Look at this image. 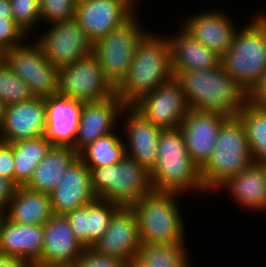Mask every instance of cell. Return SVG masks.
<instances>
[{"label": "cell", "mask_w": 266, "mask_h": 267, "mask_svg": "<svg viewBox=\"0 0 266 267\" xmlns=\"http://www.w3.org/2000/svg\"><path fill=\"white\" fill-rule=\"evenodd\" d=\"M12 15L15 23L27 35L34 27L40 16V0H10Z\"/></svg>", "instance_id": "cell-34"}, {"label": "cell", "mask_w": 266, "mask_h": 267, "mask_svg": "<svg viewBox=\"0 0 266 267\" xmlns=\"http://www.w3.org/2000/svg\"><path fill=\"white\" fill-rule=\"evenodd\" d=\"M125 143L114 132L98 138L88 144L79 153L78 158L88 167L97 168L119 163L124 156Z\"/></svg>", "instance_id": "cell-30"}, {"label": "cell", "mask_w": 266, "mask_h": 267, "mask_svg": "<svg viewBox=\"0 0 266 267\" xmlns=\"http://www.w3.org/2000/svg\"><path fill=\"white\" fill-rule=\"evenodd\" d=\"M236 117L245 130L254 163L266 164V108L248 100Z\"/></svg>", "instance_id": "cell-29"}, {"label": "cell", "mask_w": 266, "mask_h": 267, "mask_svg": "<svg viewBox=\"0 0 266 267\" xmlns=\"http://www.w3.org/2000/svg\"><path fill=\"white\" fill-rule=\"evenodd\" d=\"M132 107L162 129L179 128L189 112L181 83L175 77L141 97Z\"/></svg>", "instance_id": "cell-11"}, {"label": "cell", "mask_w": 266, "mask_h": 267, "mask_svg": "<svg viewBox=\"0 0 266 267\" xmlns=\"http://www.w3.org/2000/svg\"><path fill=\"white\" fill-rule=\"evenodd\" d=\"M229 117L209 111L189 109L180 129L191 160L202 167L210 158L221 126Z\"/></svg>", "instance_id": "cell-15"}, {"label": "cell", "mask_w": 266, "mask_h": 267, "mask_svg": "<svg viewBox=\"0 0 266 267\" xmlns=\"http://www.w3.org/2000/svg\"><path fill=\"white\" fill-rule=\"evenodd\" d=\"M5 218H6V212L4 209L0 208V232H1L2 223Z\"/></svg>", "instance_id": "cell-46"}, {"label": "cell", "mask_w": 266, "mask_h": 267, "mask_svg": "<svg viewBox=\"0 0 266 267\" xmlns=\"http://www.w3.org/2000/svg\"><path fill=\"white\" fill-rule=\"evenodd\" d=\"M30 45L8 49L2 53V58L28 85L35 97L47 98L57 94L59 68L45 57L42 47L36 41Z\"/></svg>", "instance_id": "cell-10"}, {"label": "cell", "mask_w": 266, "mask_h": 267, "mask_svg": "<svg viewBox=\"0 0 266 267\" xmlns=\"http://www.w3.org/2000/svg\"><path fill=\"white\" fill-rule=\"evenodd\" d=\"M88 169L96 197L121 207H131L154 192L150 171L126 155L115 165Z\"/></svg>", "instance_id": "cell-6"}, {"label": "cell", "mask_w": 266, "mask_h": 267, "mask_svg": "<svg viewBox=\"0 0 266 267\" xmlns=\"http://www.w3.org/2000/svg\"><path fill=\"white\" fill-rule=\"evenodd\" d=\"M220 65L246 93L252 91L266 69L265 14L255 16L240 32H235L231 47L220 56Z\"/></svg>", "instance_id": "cell-4"}, {"label": "cell", "mask_w": 266, "mask_h": 267, "mask_svg": "<svg viewBox=\"0 0 266 267\" xmlns=\"http://www.w3.org/2000/svg\"><path fill=\"white\" fill-rule=\"evenodd\" d=\"M266 179L263 167L253 163L237 175H232L218 188L226 187L237 203L248 210H266Z\"/></svg>", "instance_id": "cell-25"}, {"label": "cell", "mask_w": 266, "mask_h": 267, "mask_svg": "<svg viewBox=\"0 0 266 267\" xmlns=\"http://www.w3.org/2000/svg\"><path fill=\"white\" fill-rule=\"evenodd\" d=\"M173 77L168 38L148 34L136 47L127 75L116 86V95L132 106Z\"/></svg>", "instance_id": "cell-1"}, {"label": "cell", "mask_w": 266, "mask_h": 267, "mask_svg": "<svg viewBox=\"0 0 266 267\" xmlns=\"http://www.w3.org/2000/svg\"><path fill=\"white\" fill-rule=\"evenodd\" d=\"M13 144L14 183L25 186L35 168L53 146L45 135L35 139L20 140Z\"/></svg>", "instance_id": "cell-28"}, {"label": "cell", "mask_w": 266, "mask_h": 267, "mask_svg": "<svg viewBox=\"0 0 266 267\" xmlns=\"http://www.w3.org/2000/svg\"><path fill=\"white\" fill-rule=\"evenodd\" d=\"M187 18L183 29L206 48L221 56L231 47L236 29L222 11L212 9Z\"/></svg>", "instance_id": "cell-21"}, {"label": "cell", "mask_w": 266, "mask_h": 267, "mask_svg": "<svg viewBox=\"0 0 266 267\" xmlns=\"http://www.w3.org/2000/svg\"><path fill=\"white\" fill-rule=\"evenodd\" d=\"M78 158L72 147L52 146L35 168L27 188L50 194L62 181L64 172Z\"/></svg>", "instance_id": "cell-27"}, {"label": "cell", "mask_w": 266, "mask_h": 267, "mask_svg": "<svg viewBox=\"0 0 266 267\" xmlns=\"http://www.w3.org/2000/svg\"><path fill=\"white\" fill-rule=\"evenodd\" d=\"M135 0H78L75 19L95 44L135 12Z\"/></svg>", "instance_id": "cell-13"}, {"label": "cell", "mask_w": 266, "mask_h": 267, "mask_svg": "<svg viewBox=\"0 0 266 267\" xmlns=\"http://www.w3.org/2000/svg\"><path fill=\"white\" fill-rule=\"evenodd\" d=\"M35 96L10 68L6 61L0 58V100L6 105L27 102Z\"/></svg>", "instance_id": "cell-32"}, {"label": "cell", "mask_w": 266, "mask_h": 267, "mask_svg": "<svg viewBox=\"0 0 266 267\" xmlns=\"http://www.w3.org/2000/svg\"><path fill=\"white\" fill-rule=\"evenodd\" d=\"M50 198L56 215H65L97 198L91 188L90 171L79 158L64 172L62 181L50 193Z\"/></svg>", "instance_id": "cell-19"}, {"label": "cell", "mask_w": 266, "mask_h": 267, "mask_svg": "<svg viewBox=\"0 0 266 267\" xmlns=\"http://www.w3.org/2000/svg\"><path fill=\"white\" fill-rule=\"evenodd\" d=\"M44 225L18 224L7 217L0 232V253L25 259L33 266L42 254Z\"/></svg>", "instance_id": "cell-23"}, {"label": "cell", "mask_w": 266, "mask_h": 267, "mask_svg": "<svg viewBox=\"0 0 266 267\" xmlns=\"http://www.w3.org/2000/svg\"><path fill=\"white\" fill-rule=\"evenodd\" d=\"M150 176L154 192L179 195L189 189L207 192L201 180L200 167L191 160L180 128L161 131L156 164Z\"/></svg>", "instance_id": "cell-3"}, {"label": "cell", "mask_w": 266, "mask_h": 267, "mask_svg": "<svg viewBox=\"0 0 266 267\" xmlns=\"http://www.w3.org/2000/svg\"><path fill=\"white\" fill-rule=\"evenodd\" d=\"M6 217L18 224L44 225L53 215L50 194L17 186Z\"/></svg>", "instance_id": "cell-26"}, {"label": "cell", "mask_w": 266, "mask_h": 267, "mask_svg": "<svg viewBox=\"0 0 266 267\" xmlns=\"http://www.w3.org/2000/svg\"><path fill=\"white\" fill-rule=\"evenodd\" d=\"M78 0H40L41 21L50 23L75 18Z\"/></svg>", "instance_id": "cell-35"}, {"label": "cell", "mask_w": 266, "mask_h": 267, "mask_svg": "<svg viewBox=\"0 0 266 267\" xmlns=\"http://www.w3.org/2000/svg\"><path fill=\"white\" fill-rule=\"evenodd\" d=\"M77 240L90 249L89 203L65 214Z\"/></svg>", "instance_id": "cell-36"}, {"label": "cell", "mask_w": 266, "mask_h": 267, "mask_svg": "<svg viewBox=\"0 0 266 267\" xmlns=\"http://www.w3.org/2000/svg\"><path fill=\"white\" fill-rule=\"evenodd\" d=\"M168 41L174 77L181 71L210 70L220 65V55L206 48L183 28L178 35L169 36Z\"/></svg>", "instance_id": "cell-24"}, {"label": "cell", "mask_w": 266, "mask_h": 267, "mask_svg": "<svg viewBox=\"0 0 266 267\" xmlns=\"http://www.w3.org/2000/svg\"><path fill=\"white\" fill-rule=\"evenodd\" d=\"M119 207L100 198L89 203L90 247L106 232L111 216Z\"/></svg>", "instance_id": "cell-33"}, {"label": "cell", "mask_w": 266, "mask_h": 267, "mask_svg": "<svg viewBox=\"0 0 266 267\" xmlns=\"http://www.w3.org/2000/svg\"><path fill=\"white\" fill-rule=\"evenodd\" d=\"M126 267H149L138 257H133L129 262H127Z\"/></svg>", "instance_id": "cell-44"}, {"label": "cell", "mask_w": 266, "mask_h": 267, "mask_svg": "<svg viewBox=\"0 0 266 267\" xmlns=\"http://www.w3.org/2000/svg\"><path fill=\"white\" fill-rule=\"evenodd\" d=\"M254 163L249 142L240 120L229 117L221 126L208 161L200 168L201 180L207 192L232 175H237Z\"/></svg>", "instance_id": "cell-5"}, {"label": "cell", "mask_w": 266, "mask_h": 267, "mask_svg": "<svg viewBox=\"0 0 266 267\" xmlns=\"http://www.w3.org/2000/svg\"><path fill=\"white\" fill-rule=\"evenodd\" d=\"M0 174L14 182L13 144L0 141Z\"/></svg>", "instance_id": "cell-39"}, {"label": "cell", "mask_w": 266, "mask_h": 267, "mask_svg": "<svg viewBox=\"0 0 266 267\" xmlns=\"http://www.w3.org/2000/svg\"><path fill=\"white\" fill-rule=\"evenodd\" d=\"M123 111H127V106L116 94L106 100L83 102L74 149L79 153L88 144L112 133L116 118Z\"/></svg>", "instance_id": "cell-18"}, {"label": "cell", "mask_w": 266, "mask_h": 267, "mask_svg": "<svg viewBox=\"0 0 266 267\" xmlns=\"http://www.w3.org/2000/svg\"><path fill=\"white\" fill-rule=\"evenodd\" d=\"M26 34L13 18L0 19V53L23 45Z\"/></svg>", "instance_id": "cell-37"}, {"label": "cell", "mask_w": 266, "mask_h": 267, "mask_svg": "<svg viewBox=\"0 0 266 267\" xmlns=\"http://www.w3.org/2000/svg\"><path fill=\"white\" fill-rule=\"evenodd\" d=\"M126 131L128 145L125 144L126 156L146 167L149 171L156 164L157 145L162 128L144 118L132 106H127ZM129 148L130 151L127 149Z\"/></svg>", "instance_id": "cell-22"}, {"label": "cell", "mask_w": 266, "mask_h": 267, "mask_svg": "<svg viewBox=\"0 0 266 267\" xmlns=\"http://www.w3.org/2000/svg\"><path fill=\"white\" fill-rule=\"evenodd\" d=\"M185 244L141 243L138 258L149 267H191Z\"/></svg>", "instance_id": "cell-31"}, {"label": "cell", "mask_w": 266, "mask_h": 267, "mask_svg": "<svg viewBox=\"0 0 266 267\" xmlns=\"http://www.w3.org/2000/svg\"><path fill=\"white\" fill-rule=\"evenodd\" d=\"M13 18L10 0H0V19Z\"/></svg>", "instance_id": "cell-43"}, {"label": "cell", "mask_w": 266, "mask_h": 267, "mask_svg": "<svg viewBox=\"0 0 266 267\" xmlns=\"http://www.w3.org/2000/svg\"><path fill=\"white\" fill-rule=\"evenodd\" d=\"M248 100L254 105L266 108V69L259 83L248 94Z\"/></svg>", "instance_id": "cell-40"}, {"label": "cell", "mask_w": 266, "mask_h": 267, "mask_svg": "<svg viewBox=\"0 0 266 267\" xmlns=\"http://www.w3.org/2000/svg\"><path fill=\"white\" fill-rule=\"evenodd\" d=\"M136 17L135 12L123 24L93 44L92 54L115 87L127 75L136 47L149 34L141 29Z\"/></svg>", "instance_id": "cell-8"}, {"label": "cell", "mask_w": 266, "mask_h": 267, "mask_svg": "<svg viewBox=\"0 0 266 267\" xmlns=\"http://www.w3.org/2000/svg\"><path fill=\"white\" fill-rule=\"evenodd\" d=\"M46 98L34 97L27 102L6 106L0 126V141L14 143L45 135Z\"/></svg>", "instance_id": "cell-17"}, {"label": "cell", "mask_w": 266, "mask_h": 267, "mask_svg": "<svg viewBox=\"0 0 266 267\" xmlns=\"http://www.w3.org/2000/svg\"><path fill=\"white\" fill-rule=\"evenodd\" d=\"M57 94L83 102L101 101L113 97L116 87L91 54L59 68Z\"/></svg>", "instance_id": "cell-9"}, {"label": "cell", "mask_w": 266, "mask_h": 267, "mask_svg": "<svg viewBox=\"0 0 266 267\" xmlns=\"http://www.w3.org/2000/svg\"><path fill=\"white\" fill-rule=\"evenodd\" d=\"M0 267H31L23 258L0 253Z\"/></svg>", "instance_id": "cell-42"}, {"label": "cell", "mask_w": 266, "mask_h": 267, "mask_svg": "<svg viewBox=\"0 0 266 267\" xmlns=\"http://www.w3.org/2000/svg\"><path fill=\"white\" fill-rule=\"evenodd\" d=\"M174 193L153 192L131 207L136 213L141 243L184 244L185 228Z\"/></svg>", "instance_id": "cell-7"}, {"label": "cell", "mask_w": 266, "mask_h": 267, "mask_svg": "<svg viewBox=\"0 0 266 267\" xmlns=\"http://www.w3.org/2000/svg\"><path fill=\"white\" fill-rule=\"evenodd\" d=\"M83 101L55 94L46 98V138L53 146L72 147Z\"/></svg>", "instance_id": "cell-20"}, {"label": "cell", "mask_w": 266, "mask_h": 267, "mask_svg": "<svg viewBox=\"0 0 266 267\" xmlns=\"http://www.w3.org/2000/svg\"><path fill=\"white\" fill-rule=\"evenodd\" d=\"M86 249L74 235L65 215L54 214L44 224V244L40 267H71Z\"/></svg>", "instance_id": "cell-16"}, {"label": "cell", "mask_w": 266, "mask_h": 267, "mask_svg": "<svg viewBox=\"0 0 266 267\" xmlns=\"http://www.w3.org/2000/svg\"><path fill=\"white\" fill-rule=\"evenodd\" d=\"M52 24V27L35 41L54 66L60 68L92 54L93 43L75 18Z\"/></svg>", "instance_id": "cell-12"}, {"label": "cell", "mask_w": 266, "mask_h": 267, "mask_svg": "<svg viewBox=\"0 0 266 267\" xmlns=\"http://www.w3.org/2000/svg\"><path fill=\"white\" fill-rule=\"evenodd\" d=\"M182 86L189 109L235 117L248 101V93L219 65L210 70L181 71L175 77Z\"/></svg>", "instance_id": "cell-2"}, {"label": "cell", "mask_w": 266, "mask_h": 267, "mask_svg": "<svg viewBox=\"0 0 266 267\" xmlns=\"http://www.w3.org/2000/svg\"><path fill=\"white\" fill-rule=\"evenodd\" d=\"M6 105L0 100V126L4 119Z\"/></svg>", "instance_id": "cell-45"}, {"label": "cell", "mask_w": 266, "mask_h": 267, "mask_svg": "<svg viewBox=\"0 0 266 267\" xmlns=\"http://www.w3.org/2000/svg\"><path fill=\"white\" fill-rule=\"evenodd\" d=\"M263 167V170H264V174H265V179H266V164L264 165H261ZM266 186V185H265Z\"/></svg>", "instance_id": "cell-47"}, {"label": "cell", "mask_w": 266, "mask_h": 267, "mask_svg": "<svg viewBox=\"0 0 266 267\" xmlns=\"http://www.w3.org/2000/svg\"><path fill=\"white\" fill-rule=\"evenodd\" d=\"M126 262L86 249L71 267H126Z\"/></svg>", "instance_id": "cell-38"}, {"label": "cell", "mask_w": 266, "mask_h": 267, "mask_svg": "<svg viewBox=\"0 0 266 267\" xmlns=\"http://www.w3.org/2000/svg\"><path fill=\"white\" fill-rule=\"evenodd\" d=\"M141 241L132 207L120 206L111 216L106 232L90 247L94 253L129 262L138 256Z\"/></svg>", "instance_id": "cell-14"}, {"label": "cell", "mask_w": 266, "mask_h": 267, "mask_svg": "<svg viewBox=\"0 0 266 267\" xmlns=\"http://www.w3.org/2000/svg\"><path fill=\"white\" fill-rule=\"evenodd\" d=\"M16 188L17 185L12 180L0 174V208L6 210Z\"/></svg>", "instance_id": "cell-41"}]
</instances>
